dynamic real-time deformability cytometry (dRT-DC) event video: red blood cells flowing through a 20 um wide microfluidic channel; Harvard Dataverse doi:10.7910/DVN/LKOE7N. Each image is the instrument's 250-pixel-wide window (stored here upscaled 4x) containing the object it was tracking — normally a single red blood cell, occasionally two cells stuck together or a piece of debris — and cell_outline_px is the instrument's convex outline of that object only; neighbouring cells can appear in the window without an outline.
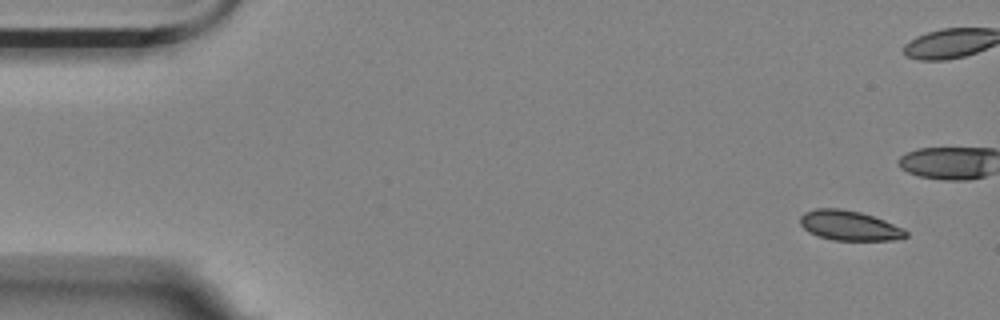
{"species": "Egyptian fruit bat (a non-hibernating species)", "species_latin": "Rousettus aegyptiacus", "temperature_condition": "room temperature", "stored_images_in_passage": 13, "camera_frame_rate_fps": 3000, "um_per_image_px": 0.085, "animal": {"sex": "female"}, "frame": {"image": 1, "passage_image": 3, "time_ms": 0.667, "image_size_px": [1000, 320], "cell_outline_px": [[908, 236], [892, 240], [832, 240], [808, 232], [800, 224], [800, 216], [804, 212], [816, 208], [840, 208], [860, 212], [884, 220], [904, 228], [908, 232]], "centroid_in_image_um": [72.18, 19.17], "position_along_channel_um": 12.8, "area_um2": 18.38}}